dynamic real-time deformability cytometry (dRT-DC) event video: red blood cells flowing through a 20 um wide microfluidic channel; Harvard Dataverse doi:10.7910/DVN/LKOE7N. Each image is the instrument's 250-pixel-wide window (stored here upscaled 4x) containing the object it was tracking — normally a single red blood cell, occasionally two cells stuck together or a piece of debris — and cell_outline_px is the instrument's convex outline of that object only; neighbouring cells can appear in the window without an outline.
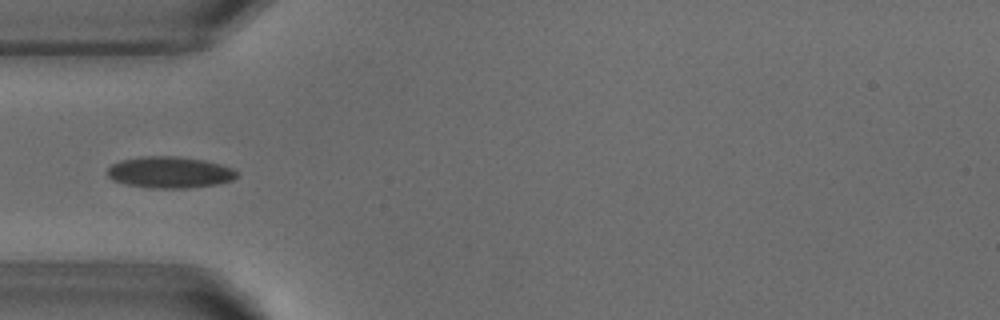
{"species": "common noctule bat (a hibernating species)", "species_latin": "Nyctalus noctula", "temperature_condition": "warm", "stored_images_in_passage": 51, "camera_frame_rate_fps": 3000, "um_per_image_px": 0.085, "animal": {"sex": "male", "body_mass_g": 18.8}, "frame": {"image": 1, "passage_image": 15, "time_ms": 4.667, "image_size_px": [1000, 320], "cell_outline_px": [[236, 176], [232, 180], [216, 184], [188, 188], [152, 188], [128, 184], [112, 180], [108, 176], [108, 168], [112, 164], [120, 160], [140, 156], [176, 156], [204, 160], [220, 164], [232, 168], [236, 172]], "centroid_in_image_um": [14.4, 14.64], "position_along_channel_um": 70.6, "area_um2": 23.58}}
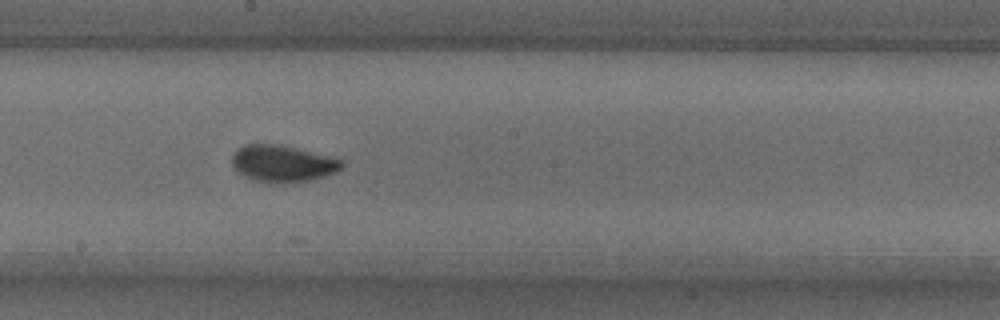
{"frame": {"image": 2, "passage_image": 27, "time_ms": 8.667, "image_size_px": [1000, 320], "cell_outline_px": [[344, 164], [336, 172], [324, 176], [308, 180], [256, 180], [244, 176], [232, 164], [232, 152], [244, 144], [280, 144], [344, 160]], "centroid_in_image_um": [24.01, 13.84], "position_along_channel_um": 224.2, "area_um2": 22.6}}
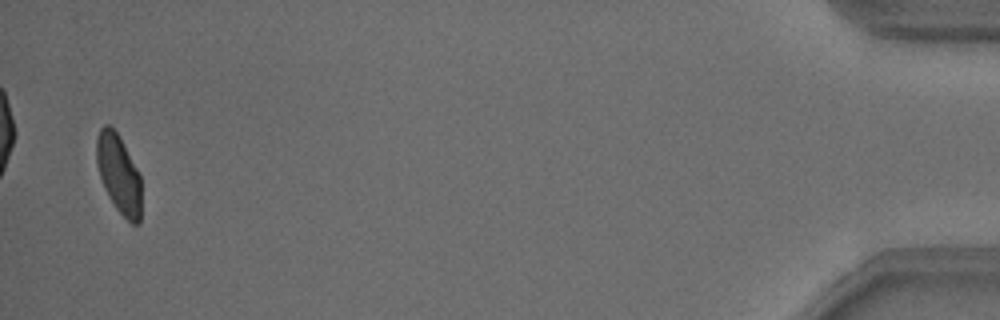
{"frame": {"image": 3, "passage_image": 50, "time_ms": 16.333, "image_size_px": [1000, 320], "cell_outline_px": [[140, 224], [132, 224], [116, 208], [108, 196], [104, 188], [96, 164], [96, 136], [100, 128], [104, 124], [108, 124], [116, 132], [136, 168], [140, 176]], "centroid_in_image_um": [10.06, 14.79], "position_along_channel_um": 425.1, "area_um2": 20.23}, "authors_computed_cell_mechanics": {"area_um2": 21.964, "velocity_mm_per_s": 3.8098, "shape_relaxation_time_tau1_ms": 4.5825, "shape_relaxation_time_tau2_ms": 0.8926, "deformation_change_tau1": 0.1432, "deformation_change_tau2": 0.0533}}